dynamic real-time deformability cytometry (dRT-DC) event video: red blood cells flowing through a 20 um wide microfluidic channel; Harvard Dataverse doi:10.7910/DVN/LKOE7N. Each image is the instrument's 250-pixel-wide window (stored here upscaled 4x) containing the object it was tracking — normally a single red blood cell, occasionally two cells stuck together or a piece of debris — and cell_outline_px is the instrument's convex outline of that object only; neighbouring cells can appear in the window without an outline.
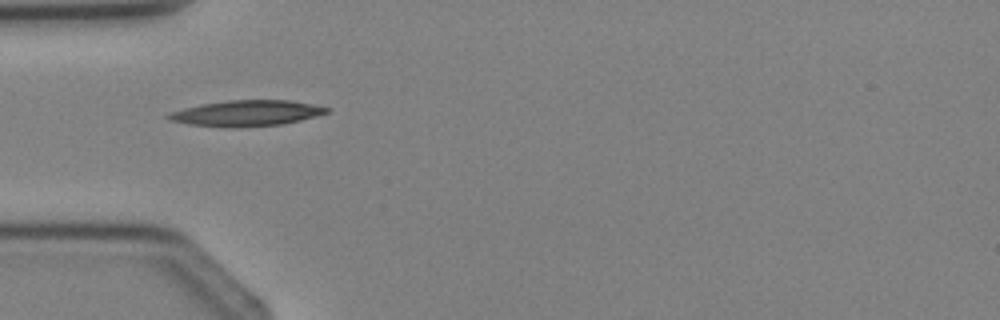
{"species": "Egyptian fruit bat (a non-hibernating species)", "species_latin": "Rousettus aegyptiacus", "temperature_condition": "cold", "stored_images_in_passage": 1, "camera_frame_rate_fps": 3000, "um_per_image_px": 0.085, "animal": {"sex": "female"}, "frame": {"image": 1, "passage_image": 1, "time_ms": 0.0, "image_size_px": [1000, 320], "cell_outline_px": [[332, 108], [328, 112], [316, 116], [300, 120], [280, 124], [240, 128], [228, 128], [188, 124], [168, 120], [164, 116], [168, 112], [184, 108], [204, 104], [228, 100], [292, 100]], "centroid_in_image_um": [20.93, 9.63], "position_along_channel_um": 64.1, "area_um2": 23.99}}